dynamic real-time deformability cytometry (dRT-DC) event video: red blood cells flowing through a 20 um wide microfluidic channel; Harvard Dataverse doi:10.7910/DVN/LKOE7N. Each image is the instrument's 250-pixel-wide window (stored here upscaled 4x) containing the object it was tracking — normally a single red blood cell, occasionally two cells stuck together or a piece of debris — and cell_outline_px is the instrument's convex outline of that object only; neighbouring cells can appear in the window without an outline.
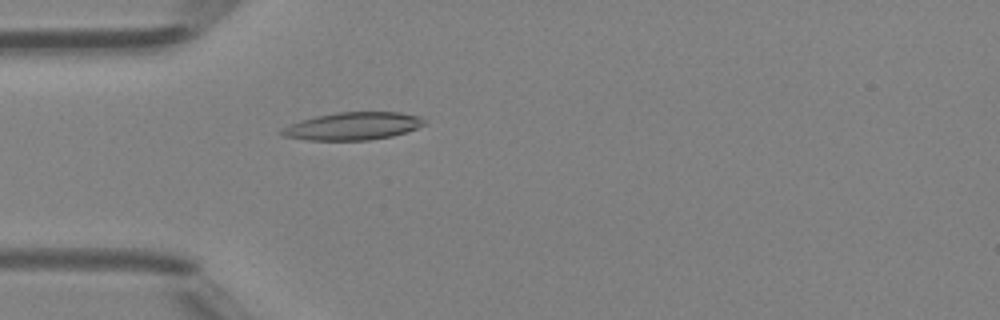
{"species": "Egyptian fruit bat (a non-hibernating species)", "species_latin": "Rousettus aegyptiacus", "temperature_condition": "room temperature", "stored_images_in_passage": 47, "camera_frame_rate_fps": 3000, "um_per_image_px": 0.085, "animal": {"sex": "female"}, "frame": {"image": 1, "passage_image": 14, "time_ms": 4.333, "image_size_px": [1000, 320], "cell_outline_px": [[428, 124], [392, 136], [368, 140], [308, 140], [284, 136], [276, 132], [280, 128], [288, 124], [300, 120], [316, 116], [336, 112], [400, 112], [420, 116]], "centroid_in_image_um": [29.95, 10.71], "position_along_channel_um": 55.1, "area_um2": 23.18}}
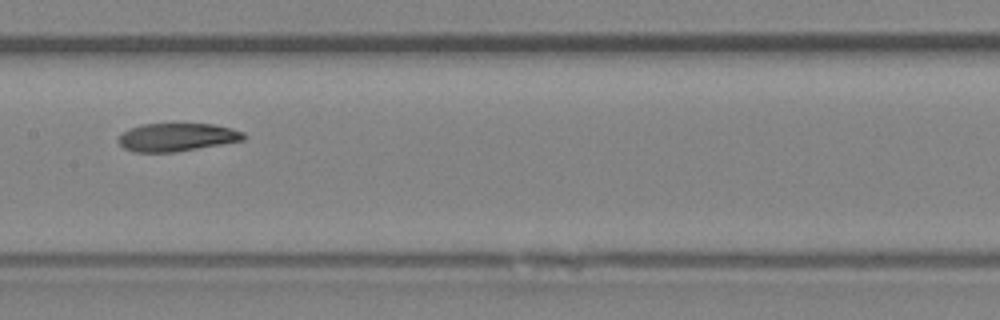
{"frame": {"image": 2, "passage_image": 24, "time_ms": 7.667, "image_size_px": [1000, 320], "cell_outline_px": [[244, 140], [172, 152], [132, 152], [124, 148], [116, 140], [124, 132], [140, 124], [212, 124], [232, 128], [244, 132]], "centroid_in_image_um": [15.01, 11.66], "position_along_channel_um": 192.4, "area_um2": 20.23}}
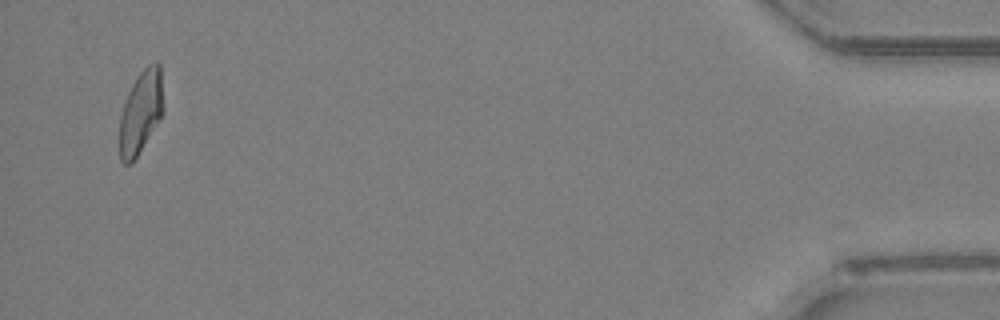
{"frame": {"image": 3, "passage_image": 46, "time_ms": 15.0, "image_size_px": [1000, 320], "cell_outline_px": [[164, 112], [160, 120], [132, 164], [124, 164], [120, 160], [120, 116], [128, 92], [132, 84], [140, 72], [148, 64], [156, 60], [160, 64], [164, 108]], "centroid_in_image_um": [11.99, 9.52], "position_along_channel_um": 423.2, "area_um2": 21.39}, "authors_computed_cell_mechanics": {"area_um2": 21.8484, "velocity_mm_per_s": 4.3235, "shape_relaxation_time_tau1_ms": null, "shape_relaxation_time_tau2_ms": 3.2752, "deformation_change_tau1": null, "deformation_change_tau2": 0.086}}